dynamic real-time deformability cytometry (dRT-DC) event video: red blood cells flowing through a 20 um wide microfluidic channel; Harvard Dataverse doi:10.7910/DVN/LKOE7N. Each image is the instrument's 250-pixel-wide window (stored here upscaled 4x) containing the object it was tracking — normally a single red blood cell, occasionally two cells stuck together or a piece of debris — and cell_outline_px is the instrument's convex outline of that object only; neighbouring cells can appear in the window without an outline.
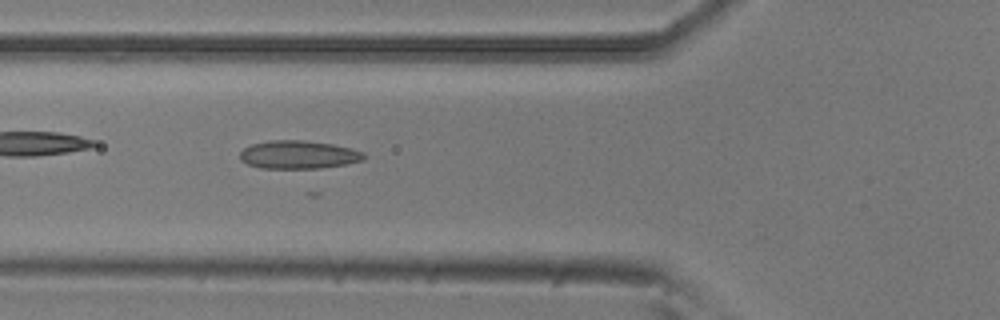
{"species": "common noctule bat (a hibernating species)", "species_latin": "Nyctalus noctula", "temperature_condition": "room temperature", "stored_images_in_passage": 39, "camera_frame_rate_fps": 3000, "um_per_image_px": 0.085, "animal": {"sex": "male", "body_mass_g": 20.5, "forearm_length_mm": 52.5}, "frame": {"image": 1, "passage_image": 5, "time_ms": 1.333, "image_size_px": [1000, 320], "cell_outline_px": [[364, 160], [344, 164], [320, 168], [260, 168], [248, 164], [240, 160], [240, 152], [244, 148], [252, 144], [272, 140], [300, 140], [332, 144], [364, 152]], "centroid_in_image_um": [25.34, 13.15], "position_along_channel_um": 100.5, "area_um2": 20.11}}
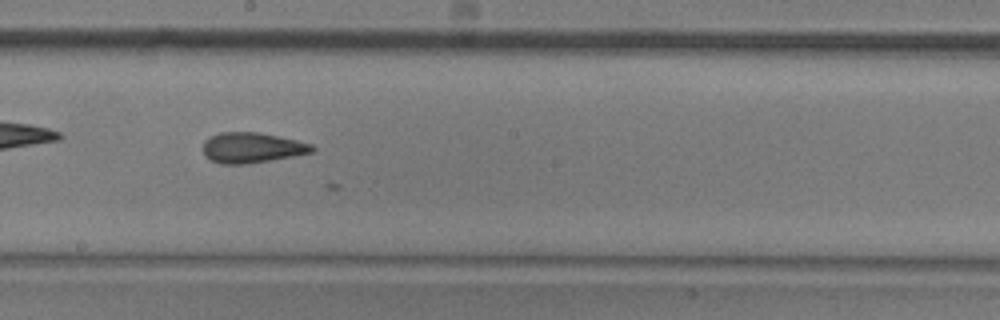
{"frame": {"image": 2, "passage_image": 15, "time_ms": 4.667, "image_size_px": [1000, 320], "cell_outline_px": [[316, 148], [312, 152], [292, 156], [248, 164], [220, 164], [204, 156], [204, 140], [220, 132], [256, 132], [296, 140], [312, 144]], "centroid_in_image_um": [21.4, 12.56], "position_along_channel_um": 226.8, "area_um2": 19.13}}
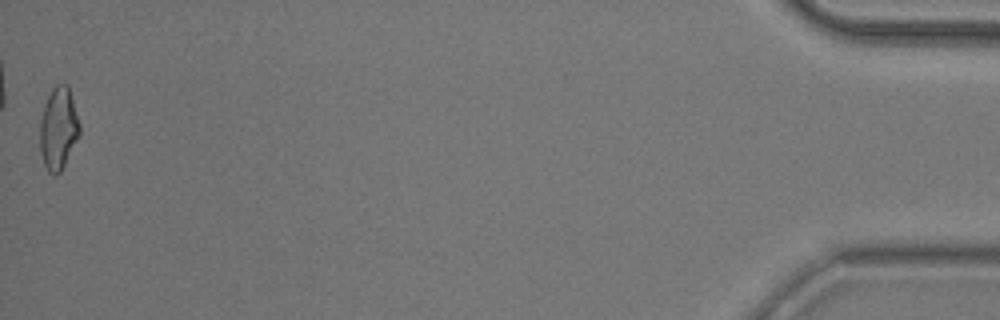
{"frame": {"image": 3, "passage_image": 39, "time_ms": 12.667, "image_size_px": [1000, 320], "cell_outline_px": [[80, 136], [60, 172], [56, 176], [52, 176], [48, 172], [44, 164], [40, 152], [40, 120], [44, 104], [52, 88], [56, 84], [68, 84], [80, 124]], "centroid_in_image_um": [4.96, 10.94], "position_along_channel_um": 430.2, "area_um2": 19.25}}